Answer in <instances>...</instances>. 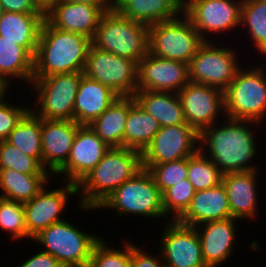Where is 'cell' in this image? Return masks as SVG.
<instances>
[{"label":"cell","mask_w":266,"mask_h":267,"mask_svg":"<svg viewBox=\"0 0 266 267\" xmlns=\"http://www.w3.org/2000/svg\"><path fill=\"white\" fill-rule=\"evenodd\" d=\"M3 10L15 13H43L34 0H0Z\"/></svg>","instance_id":"cell-42"},{"label":"cell","mask_w":266,"mask_h":267,"mask_svg":"<svg viewBox=\"0 0 266 267\" xmlns=\"http://www.w3.org/2000/svg\"><path fill=\"white\" fill-rule=\"evenodd\" d=\"M160 128L159 122L135 101L129 108L124 128V147L143 153Z\"/></svg>","instance_id":"cell-31"},{"label":"cell","mask_w":266,"mask_h":267,"mask_svg":"<svg viewBox=\"0 0 266 267\" xmlns=\"http://www.w3.org/2000/svg\"><path fill=\"white\" fill-rule=\"evenodd\" d=\"M91 42L98 49L138 63L148 53L149 26L113 9L102 15Z\"/></svg>","instance_id":"cell-4"},{"label":"cell","mask_w":266,"mask_h":267,"mask_svg":"<svg viewBox=\"0 0 266 267\" xmlns=\"http://www.w3.org/2000/svg\"><path fill=\"white\" fill-rule=\"evenodd\" d=\"M119 97L108 86L83 74L75 98L74 121L89 126Z\"/></svg>","instance_id":"cell-24"},{"label":"cell","mask_w":266,"mask_h":267,"mask_svg":"<svg viewBox=\"0 0 266 267\" xmlns=\"http://www.w3.org/2000/svg\"><path fill=\"white\" fill-rule=\"evenodd\" d=\"M6 141L26 155L35 158L43 167L41 118L31 110L10 132Z\"/></svg>","instance_id":"cell-32"},{"label":"cell","mask_w":266,"mask_h":267,"mask_svg":"<svg viewBox=\"0 0 266 267\" xmlns=\"http://www.w3.org/2000/svg\"><path fill=\"white\" fill-rule=\"evenodd\" d=\"M5 99L3 97L0 100V141L8 138L10 132L31 109L28 106L13 105L11 102L9 104Z\"/></svg>","instance_id":"cell-40"},{"label":"cell","mask_w":266,"mask_h":267,"mask_svg":"<svg viewBox=\"0 0 266 267\" xmlns=\"http://www.w3.org/2000/svg\"><path fill=\"white\" fill-rule=\"evenodd\" d=\"M107 243L106 239L101 238L95 244L88 267H131L130 241H124L122 249H116Z\"/></svg>","instance_id":"cell-35"},{"label":"cell","mask_w":266,"mask_h":267,"mask_svg":"<svg viewBox=\"0 0 266 267\" xmlns=\"http://www.w3.org/2000/svg\"><path fill=\"white\" fill-rule=\"evenodd\" d=\"M83 74L72 72L33 78L31 87L37 94V104L30 110L41 119L74 120L75 98Z\"/></svg>","instance_id":"cell-9"},{"label":"cell","mask_w":266,"mask_h":267,"mask_svg":"<svg viewBox=\"0 0 266 267\" xmlns=\"http://www.w3.org/2000/svg\"><path fill=\"white\" fill-rule=\"evenodd\" d=\"M91 45L89 37L59 30L45 19L33 59V78L84 72Z\"/></svg>","instance_id":"cell-3"},{"label":"cell","mask_w":266,"mask_h":267,"mask_svg":"<svg viewBox=\"0 0 266 267\" xmlns=\"http://www.w3.org/2000/svg\"><path fill=\"white\" fill-rule=\"evenodd\" d=\"M183 6V0H118L114 9L125 18L149 26L178 17Z\"/></svg>","instance_id":"cell-26"},{"label":"cell","mask_w":266,"mask_h":267,"mask_svg":"<svg viewBox=\"0 0 266 267\" xmlns=\"http://www.w3.org/2000/svg\"><path fill=\"white\" fill-rule=\"evenodd\" d=\"M204 42L184 12L174 19L149 25L148 52L160 58L189 64Z\"/></svg>","instance_id":"cell-7"},{"label":"cell","mask_w":266,"mask_h":267,"mask_svg":"<svg viewBox=\"0 0 266 267\" xmlns=\"http://www.w3.org/2000/svg\"><path fill=\"white\" fill-rule=\"evenodd\" d=\"M102 237L85 233L64 220L51 224L32 238L64 267H88L95 244Z\"/></svg>","instance_id":"cell-8"},{"label":"cell","mask_w":266,"mask_h":267,"mask_svg":"<svg viewBox=\"0 0 266 267\" xmlns=\"http://www.w3.org/2000/svg\"><path fill=\"white\" fill-rule=\"evenodd\" d=\"M262 65L241 67L224 91L225 115L263 123L266 117V71Z\"/></svg>","instance_id":"cell-5"},{"label":"cell","mask_w":266,"mask_h":267,"mask_svg":"<svg viewBox=\"0 0 266 267\" xmlns=\"http://www.w3.org/2000/svg\"><path fill=\"white\" fill-rule=\"evenodd\" d=\"M247 28L251 44L257 54L266 57V0H243L240 26Z\"/></svg>","instance_id":"cell-33"},{"label":"cell","mask_w":266,"mask_h":267,"mask_svg":"<svg viewBox=\"0 0 266 267\" xmlns=\"http://www.w3.org/2000/svg\"><path fill=\"white\" fill-rule=\"evenodd\" d=\"M189 82V64L149 52L138 62L137 90L178 93Z\"/></svg>","instance_id":"cell-17"},{"label":"cell","mask_w":266,"mask_h":267,"mask_svg":"<svg viewBox=\"0 0 266 267\" xmlns=\"http://www.w3.org/2000/svg\"><path fill=\"white\" fill-rule=\"evenodd\" d=\"M199 150V133L189 124L161 127L142 153V164L185 159Z\"/></svg>","instance_id":"cell-14"},{"label":"cell","mask_w":266,"mask_h":267,"mask_svg":"<svg viewBox=\"0 0 266 267\" xmlns=\"http://www.w3.org/2000/svg\"><path fill=\"white\" fill-rule=\"evenodd\" d=\"M80 127L74 120L41 119L43 168L52 176L66 163Z\"/></svg>","instance_id":"cell-19"},{"label":"cell","mask_w":266,"mask_h":267,"mask_svg":"<svg viewBox=\"0 0 266 267\" xmlns=\"http://www.w3.org/2000/svg\"><path fill=\"white\" fill-rule=\"evenodd\" d=\"M205 41L189 63V81L216 87L223 92L233 81L240 64L232 47L216 46Z\"/></svg>","instance_id":"cell-10"},{"label":"cell","mask_w":266,"mask_h":267,"mask_svg":"<svg viewBox=\"0 0 266 267\" xmlns=\"http://www.w3.org/2000/svg\"><path fill=\"white\" fill-rule=\"evenodd\" d=\"M135 101L161 127L185 124L183 106L178 93L137 90Z\"/></svg>","instance_id":"cell-27"},{"label":"cell","mask_w":266,"mask_h":267,"mask_svg":"<svg viewBox=\"0 0 266 267\" xmlns=\"http://www.w3.org/2000/svg\"><path fill=\"white\" fill-rule=\"evenodd\" d=\"M257 170L227 173L222 176L226 189L232 218L251 220L258 210Z\"/></svg>","instance_id":"cell-22"},{"label":"cell","mask_w":266,"mask_h":267,"mask_svg":"<svg viewBox=\"0 0 266 267\" xmlns=\"http://www.w3.org/2000/svg\"><path fill=\"white\" fill-rule=\"evenodd\" d=\"M45 13L3 12L0 36L24 47L33 57L36 54Z\"/></svg>","instance_id":"cell-25"},{"label":"cell","mask_w":266,"mask_h":267,"mask_svg":"<svg viewBox=\"0 0 266 267\" xmlns=\"http://www.w3.org/2000/svg\"><path fill=\"white\" fill-rule=\"evenodd\" d=\"M242 1L185 0L183 12L190 18L201 37L209 41V36L240 26Z\"/></svg>","instance_id":"cell-12"},{"label":"cell","mask_w":266,"mask_h":267,"mask_svg":"<svg viewBox=\"0 0 266 267\" xmlns=\"http://www.w3.org/2000/svg\"><path fill=\"white\" fill-rule=\"evenodd\" d=\"M71 3H83L98 6L104 13L114 9V4L110 0H59Z\"/></svg>","instance_id":"cell-44"},{"label":"cell","mask_w":266,"mask_h":267,"mask_svg":"<svg viewBox=\"0 0 266 267\" xmlns=\"http://www.w3.org/2000/svg\"><path fill=\"white\" fill-rule=\"evenodd\" d=\"M143 169L142 153L125 147H110L102 160L77 184L78 207L94 210L120 185Z\"/></svg>","instance_id":"cell-2"},{"label":"cell","mask_w":266,"mask_h":267,"mask_svg":"<svg viewBox=\"0 0 266 267\" xmlns=\"http://www.w3.org/2000/svg\"><path fill=\"white\" fill-rule=\"evenodd\" d=\"M33 59L24 47L0 36V79L8 87H11L13 78L30 85L33 79Z\"/></svg>","instance_id":"cell-29"},{"label":"cell","mask_w":266,"mask_h":267,"mask_svg":"<svg viewBox=\"0 0 266 267\" xmlns=\"http://www.w3.org/2000/svg\"><path fill=\"white\" fill-rule=\"evenodd\" d=\"M103 14L98 6L58 1L45 13V19L59 30L80 33L92 39Z\"/></svg>","instance_id":"cell-21"},{"label":"cell","mask_w":266,"mask_h":267,"mask_svg":"<svg viewBox=\"0 0 266 267\" xmlns=\"http://www.w3.org/2000/svg\"><path fill=\"white\" fill-rule=\"evenodd\" d=\"M22 263L19 264V267H64L51 254L43 251H38V253H35L31 258H28L27 261L25 260Z\"/></svg>","instance_id":"cell-43"},{"label":"cell","mask_w":266,"mask_h":267,"mask_svg":"<svg viewBox=\"0 0 266 267\" xmlns=\"http://www.w3.org/2000/svg\"><path fill=\"white\" fill-rule=\"evenodd\" d=\"M159 254V256H153L142 250V248L140 249L134 242H131V267H165L161 253Z\"/></svg>","instance_id":"cell-41"},{"label":"cell","mask_w":266,"mask_h":267,"mask_svg":"<svg viewBox=\"0 0 266 267\" xmlns=\"http://www.w3.org/2000/svg\"><path fill=\"white\" fill-rule=\"evenodd\" d=\"M46 186L31 200L23 203L27 239L30 240L51 224L64 221L61 213L69 197L78 195L77 186L73 183L66 182L64 187L54 190L46 189Z\"/></svg>","instance_id":"cell-16"},{"label":"cell","mask_w":266,"mask_h":267,"mask_svg":"<svg viewBox=\"0 0 266 267\" xmlns=\"http://www.w3.org/2000/svg\"><path fill=\"white\" fill-rule=\"evenodd\" d=\"M195 192L187 178L168 188L162 194L165 218L173 214L171 220H178L189 208Z\"/></svg>","instance_id":"cell-37"},{"label":"cell","mask_w":266,"mask_h":267,"mask_svg":"<svg viewBox=\"0 0 266 267\" xmlns=\"http://www.w3.org/2000/svg\"><path fill=\"white\" fill-rule=\"evenodd\" d=\"M13 169L24 174H50L33 157L6 140L0 141V170Z\"/></svg>","instance_id":"cell-36"},{"label":"cell","mask_w":266,"mask_h":267,"mask_svg":"<svg viewBox=\"0 0 266 267\" xmlns=\"http://www.w3.org/2000/svg\"><path fill=\"white\" fill-rule=\"evenodd\" d=\"M222 176L214 162L200 150L187 158V179L195 191L216 187L222 183Z\"/></svg>","instance_id":"cell-34"},{"label":"cell","mask_w":266,"mask_h":267,"mask_svg":"<svg viewBox=\"0 0 266 267\" xmlns=\"http://www.w3.org/2000/svg\"><path fill=\"white\" fill-rule=\"evenodd\" d=\"M101 208L116 210L118 218L119 216L141 215L159 220L165 217L162 192L151 174L144 168L120 185L96 210Z\"/></svg>","instance_id":"cell-6"},{"label":"cell","mask_w":266,"mask_h":267,"mask_svg":"<svg viewBox=\"0 0 266 267\" xmlns=\"http://www.w3.org/2000/svg\"><path fill=\"white\" fill-rule=\"evenodd\" d=\"M224 122L206 127L199 133V150L214 162L222 174L257 170L250 163L257 156V142L251 127L257 122L228 117Z\"/></svg>","instance_id":"cell-1"},{"label":"cell","mask_w":266,"mask_h":267,"mask_svg":"<svg viewBox=\"0 0 266 267\" xmlns=\"http://www.w3.org/2000/svg\"><path fill=\"white\" fill-rule=\"evenodd\" d=\"M8 89L9 87L0 79V100L7 96L6 94L10 93Z\"/></svg>","instance_id":"cell-46"},{"label":"cell","mask_w":266,"mask_h":267,"mask_svg":"<svg viewBox=\"0 0 266 267\" xmlns=\"http://www.w3.org/2000/svg\"><path fill=\"white\" fill-rule=\"evenodd\" d=\"M235 218L209 221L195 226L199 236L202 257L207 267H217L232 256L236 241Z\"/></svg>","instance_id":"cell-20"},{"label":"cell","mask_w":266,"mask_h":267,"mask_svg":"<svg viewBox=\"0 0 266 267\" xmlns=\"http://www.w3.org/2000/svg\"><path fill=\"white\" fill-rule=\"evenodd\" d=\"M110 1L115 5L118 0H110Z\"/></svg>","instance_id":"cell-48"},{"label":"cell","mask_w":266,"mask_h":267,"mask_svg":"<svg viewBox=\"0 0 266 267\" xmlns=\"http://www.w3.org/2000/svg\"><path fill=\"white\" fill-rule=\"evenodd\" d=\"M232 218L228 196L222 183L216 187L196 191L187 211L178 219L182 224H200Z\"/></svg>","instance_id":"cell-23"},{"label":"cell","mask_w":266,"mask_h":267,"mask_svg":"<svg viewBox=\"0 0 266 267\" xmlns=\"http://www.w3.org/2000/svg\"><path fill=\"white\" fill-rule=\"evenodd\" d=\"M151 174L162 194L187 178V158L160 164H142Z\"/></svg>","instance_id":"cell-39"},{"label":"cell","mask_w":266,"mask_h":267,"mask_svg":"<svg viewBox=\"0 0 266 267\" xmlns=\"http://www.w3.org/2000/svg\"><path fill=\"white\" fill-rule=\"evenodd\" d=\"M59 0H34V3L43 12L47 13Z\"/></svg>","instance_id":"cell-45"},{"label":"cell","mask_w":266,"mask_h":267,"mask_svg":"<svg viewBox=\"0 0 266 267\" xmlns=\"http://www.w3.org/2000/svg\"><path fill=\"white\" fill-rule=\"evenodd\" d=\"M52 179L51 174H24L13 169L0 170L1 198L24 203L36 196Z\"/></svg>","instance_id":"cell-30"},{"label":"cell","mask_w":266,"mask_h":267,"mask_svg":"<svg viewBox=\"0 0 266 267\" xmlns=\"http://www.w3.org/2000/svg\"><path fill=\"white\" fill-rule=\"evenodd\" d=\"M110 149L89 126H81L75 135L66 163L54 174L77 184L90 172ZM64 178V179H63Z\"/></svg>","instance_id":"cell-18"},{"label":"cell","mask_w":266,"mask_h":267,"mask_svg":"<svg viewBox=\"0 0 266 267\" xmlns=\"http://www.w3.org/2000/svg\"><path fill=\"white\" fill-rule=\"evenodd\" d=\"M165 225L158 248L165 267H207L195 227L170 218Z\"/></svg>","instance_id":"cell-13"},{"label":"cell","mask_w":266,"mask_h":267,"mask_svg":"<svg viewBox=\"0 0 266 267\" xmlns=\"http://www.w3.org/2000/svg\"><path fill=\"white\" fill-rule=\"evenodd\" d=\"M84 75L108 86L118 96H134L138 86V63L90 46Z\"/></svg>","instance_id":"cell-11"},{"label":"cell","mask_w":266,"mask_h":267,"mask_svg":"<svg viewBox=\"0 0 266 267\" xmlns=\"http://www.w3.org/2000/svg\"><path fill=\"white\" fill-rule=\"evenodd\" d=\"M178 95L186 123L198 133L206 127L217 124L221 112V115L226 117L224 92L216 87L189 81Z\"/></svg>","instance_id":"cell-15"},{"label":"cell","mask_w":266,"mask_h":267,"mask_svg":"<svg viewBox=\"0 0 266 267\" xmlns=\"http://www.w3.org/2000/svg\"><path fill=\"white\" fill-rule=\"evenodd\" d=\"M3 12H4L3 7H2V5L0 4V19H1L2 15H3Z\"/></svg>","instance_id":"cell-47"},{"label":"cell","mask_w":266,"mask_h":267,"mask_svg":"<svg viewBox=\"0 0 266 267\" xmlns=\"http://www.w3.org/2000/svg\"><path fill=\"white\" fill-rule=\"evenodd\" d=\"M134 96L117 98L89 127L110 147H124V128Z\"/></svg>","instance_id":"cell-28"},{"label":"cell","mask_w":266,"mask_h":267,"mask_svg":"<svg viewBox=\"0 0 266 267\" xmlns=\"http://www.w3.org/2000/svg\"><path fill=\"white\" fill-rule=\"evenodd\" d=\"M0 228L14 240L27 238L23 203L0 197Z\"/></svg>","instance_id":"cell-38"}]
</instances>
